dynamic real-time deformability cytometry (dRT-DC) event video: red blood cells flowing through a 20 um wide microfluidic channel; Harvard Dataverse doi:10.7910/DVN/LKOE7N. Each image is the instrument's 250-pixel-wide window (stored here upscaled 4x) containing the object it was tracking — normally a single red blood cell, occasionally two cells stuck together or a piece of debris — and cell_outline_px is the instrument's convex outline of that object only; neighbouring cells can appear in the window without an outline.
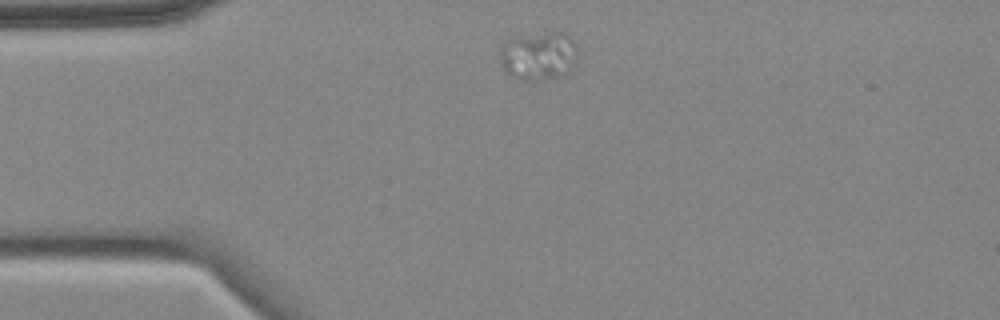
{"species": "common noctule bat (a hibernating species)", "species_latin": "Nyctalus noctula", "temperature_condition": "cold", "stored_images_in_passage": 1, "camera_frame_rate_fps": 3000, "um_per_image_px": 0.085, "animal": {"sex": "female", "body_mass_g": 18.4}, "frame": {"image": 1, "passage_image": 1, "time_ms": 0.0, "image_size_px": [1000, 320], "cell_outline_px": [[576, 60], [560, 76], [536, 80], [524, 80], [512, 76], [504, 72], [500, 64], [500, 52], [504, 40], [520, 36], [552, 32], [564, 32], [572, 36], [576, 44]], "centroid_in_image_um": [45.74, 4.72], "position_along_channel_um": 39.3, "area_um2": 21.85}}